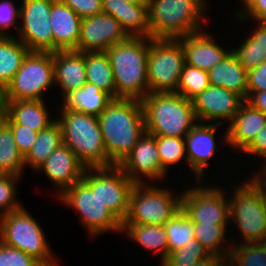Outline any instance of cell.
<instances>
[{"mask_svg": "<svg viewBox=\"0 0 266 266\" xmlns=\"http://www.w3.org/2000/svg\"><path fill=\"white\" fill-rule=\"evenodd\" d=\"M98 121L107 156L113 165H119L145 132L141 101L115 98Z\"/></svg>", "mask_w": 266, "mask_h": 266, "instance_id": "6da1fadb", "label": "cell"}, {"mask_svg": "<svg viewBox=\"0 0 266 266\" xmlns=\"http://www.w3.org/2000/svg\"><path fill=\"white\" fill-rule=\"evenodd\" d=\"M105 52L113 70L116 98L141 101L148 94L149 38L128 36Z\"/></svg>", "mask_w": 266, "mask_h": 266, "instance_id": "7a4b0ae2", "label": "cell"}, {"mask_svg": "<svg viewBox=\"0 0 266 266\" xmlns=\"http://www.w3.org/2000/svg\"><path fill=\"white\" fill-rule=\"evenodd\" d=\"M147 4L153 39H178L200 32L208 24L207 0H147Z\"/></svg>", "mask_w": 266, "mask_h": 266, "instance_id": "3957f363", "label": "cell"}, {"mask_svg": "<svg viewBox=\"0 0 266 266\" xmlns=\"http://www.w3.org/2000/svg\"><path fill=\"white\" fill-rule=\"evenodd\" d=\"M145 132L185 138L198 122L193 102L175 92L149 93L142 100Z\"/></svg>", "mask_w": 266, "mask_h": 266, "instance_id": "277c9868", "label": "cell"}, {"mask_svg": "<svg viewBox=\"0 0 266 266\" xmlns=\"http://www.w3.org/2000/svg\"><path fill=\"white\" fill-rule=\"evenodd\" d=\"M57 111L59 116L55 119L62 130L63 144L76 154L86 168L113 165L106 153L98 116L71 109L59 108Z\"/></svg>", "mask_w": 266, "mask_h": 266, "instance_id": "5b68a950", "label": "cell"}, {"mask_svg": "<svg viewBox=\"0 0 266 266\" xmlns=\"http://www.w3.org/2000/svg\"><path fill=\"white\" fill-rule=\"evenodd\" d=\"M32 214L22 207L0 216V241L19 249L39 263L56 261L45 230Z\"/></svg>", "mask_w": 266, "mask_h": 266, "instance_id": "8992f818", "label": "cell"}, {"mask_svg": "<svg viewBox=\"0 0 266 266\" xmlns=\"http://www.w3.org/2000/svg\"><path fill=\"white\" fill-rule=\"evenodd\" d=\"M234 189L228 196L230 223L239 232L242 242H266V219L264 214V196L249 179ZM234 191V192H233Z\"/></svg>", "mask_w": 266, "mask_h": 266, "instance_id": "52a82bcc", "label": "cell"}, {"mask_svg": "<svg viewBox=\"0 0 266 266\" xmlns=\"http://www.w3.org/2000/svg\"><path fill=\"white\" fill-rule=\"evenodd\" d=\"M155 184H135L123 223L165 225L181 208V193ZM171 189V190H170ZM176 194V195H175Z\"/></svg>", "mask_w": 266, "mask_h": 266, "instance_id": "ba28073f", "label": "cell"}, {"mask_svg": "<svg viewBox=\"0 0 266 266\" xmlns=\"http://www.w3.org/2000/svg\"><path fill=\"white\" fill-rule=\"evenodd\" d=\"M184 65V51L178 39L149 38L148 94L176 92Z\"/></svg>", "mask_w": 266, "mask_h": 266, "instance_id": "9c48e42d", "label": "cell"}, {"mask_svg": "<svg viewBox=\"0 0 266 266\" xmlns=\"http://www.w3.org/2000/svg\"><path fill=\"white\" fill-rule=\"evenodd\" d=\"M58 201L79 213L80 222L92 237L110 231L122 234V222L100 201L82 180L66 189Z\"/></svg>", "mask_w": 266, "mask_h": 266, "instance_id": "30bf717a", "label": "cell"}, {"mask_svg": "<svg viewBox=\"0 0 266 266\" xmlns=\"http://www.w3.org/2000/svg\"><path fill=\"white\" fill-rule=\"evenodd\" d=\"M53 85V52L30 51L6 86L7 100H44Z\"/></svg>", "mask_w": 266, "mask_h": 266, "instance_id": "8fae6325", "label": "cell"}, {"mask_svg": "<svg viewBox=\"0 0 266 266\" xmlns=\"http://www.w3.org/2000/svg\"><path fill=\"white\" fill-rule=\"evenodd\" d=\"M196 183V186L186 187L187 189L181 192V208L187 217L193 223L229 225L228 191L206 181Z\"/></svg>", "mask_w": 266, "mask_h": 266, "instance_id": "7c38bea8", "label": "cell"}, {"mask_svg": "<svg viewBox=\"0 0 266 266\" xmlns=\"http://www.w3.org/2000/svg\"><path fill=\"white\" fill-rule=\"evenodd\" d=\"M82 181L96 191L100 201L123 223L135 185L118 165L86 168Z\"/></svg>", "mask_w": 266, "mask_h": 266, "instance_id": "4fadbf2b", "label": "cell"}, {"mask_svg": "<svg viewBox=\"0 0 266 266\" xmlns=\"http://www.w3.org/2000/svg\"><path fill=\"white\" fill-rule=\"evenodd\" d=\"M18 39L30 51L53 52L50 13L55 0H21Z\"/></svg>", "mask_w": 266, "mask_h": 266, "instance_id": "5bb4252c", "label": "cell"}, {"mask_svg": "<svg viewBox=\"0 0 266 266\" xmlns=\"http://www.w3.org/2000/svg\"><path fill=\"white\" fill-rule=\"evenodd\" d=\"M118 166L134 184H150L151 181L154 184L160 180L164 182L168 174L161 167L156 137L147 132H144L131 152Z\"/></svg>", "mask_w": 266, "mask_h": 266, "instance_id": "9a60e30c", "label": "cell"}, {"mask_svg": "<svg viewBox=\"0 0 266 266\" xmlns=\"http://www.w3.org/2000/svg\"><path fill=\"white\" fill-rule=\"evenodd\" d=\"M244 101L238 94L214 85H209L192 100L198 122L221 125L234 118Z\"/></svg>", "mask_w": 266, "mask_h": 266, "instance_id": "2e32d148", "label": "cell"}, {"mask_svg": "<svg viewBox=\"0 0 266 266\" xmlns=\"http://www.w3.org/2000/svg\"><path fill=\"white\" fill-rule=\"evenodd\" d=\"M128 37L120 23L111 15L100 13L81 21L79 52L106 51Z\"/></svg>", "mask_w": 266, "mask_h": 266, "instance_id": "e0dca14e", "label": "cell"}, {"mask_svg": "<svg viewBox=\"0 0 266 266\" xmlns=\"http://www.w3.org/2000/svg\"><path fill=\"white\" fill-rule=\"evenodd\" d=\"M221 124L197 122L186 135L187 165L195 175L196 182L204 180L209 161L217 152L216 134Z\"/></svg>", "mask_w": 266, "mask_h": 266, "instance_id": "ac0fdd59", "label": "cell"}, {"mask_svg": "<svg viewBox=\"0 0 266 266\" xmlns=\"http://www.w3.org/2000/svg\"><path fill=\"white\" fill-rule=\"evenodd\" d=\"M85 170V165L76 154L65 144H61L36 172L44 171L48 181L58 189L55 196L59 197L70 186L82 180Z\"/></svg>", "mask_w": 266, "mask_h": 266, "instance_id": "d6986e66", "label": "cell"}, {"mask_svg": "<svg viewBox=\"0 0 266 266\" xmlns=\"http://www.w3.org/2000/svg\"><path fill=\"white\" fill-rule=\"evenodd\" d=\"M265 123L266 115L245 100L234 118L227 124L222 142L225 141V144L236 149V152L242 153L264 128Z\"/></svg>", "mask_w": 266, "mask_h": 266, "instance_id": "ffe728a7", "label": "cell"}, {"mask_svg": "<svg viewBox=\"0 0 266 266\" xmlns=\"http://www.w3.org/2000/svg\"><path fill=\"white\" fill-rule=\"evenodd\" d=\"M200 31L178 38L184 51L185 64L209 71L230 52L217 44V38L210 32Z\"/></svg>", "mask_w": 266, "mask_h": 266, "instance_id": "44dd1931", "label": "cell"}, {"mask_svg": "<svg viewBox=\"0 0 266 266\" xmlns=\"http://www.w3.org/2000/svg\"><path fill=\"white\" fill-rule=\"evenodd\" d=\"M82 18L61 0H55L50 13L53 52L76 50L80 38Z\"/></svg>", "mask_w": 266, "mask_h": 266, "instance_id": "7402d4cb", "label": "cell"}, {"mask_svg": "<svg viewBox=\"0 0 266 266\" xmlns=\"http://www.w3.org/2000/svg\"><path fill=\"white\" fill-rule=\"evenodd\" d=\"M54 83L62 91V97L70 91L81 88L86 82L84 52L58 50L53 52Z\"/></svg>", "mask_w": 266, "mask_h": 266, "instance_id": "603a6c76", "label": "cell"}, {"mask_svg": "<svg viewBox=\"0 0 266 266\" xmlns=\"http://www.w3.org/2000/svg\"><path fill=\"white\" fill-rule=\"evenodd\" d=\"M103 13L113 16L128 36L151 38L147 3H127L122 0H102Z\"/></svg>", "mask_w": 266, "mask_h": 266, "instance_id": "cb8c5ba5", "label": "cell"}, {"mask_svg": "<svg viewBox=\"0 0 266 266\" xmlns=\"http://www.w3.org/2000/svg\"><path fill=\"white\" fill-rule=\"evenodd\" d=\"M231 51L224 59L208 71L210 85L224 87L247 100V70Z\"/></svg>", "mask_w": 266, "mask_h": 266, "instance_id": "d4e9b609", "label": "cell"}, {"mask_svg": "<svg viewBox=\"0 0 266 266\" xmlns=\"http://www.w3.org/2000/svg\"><path fill=\"white\" fill-rule=\"evenodd\" d=\"M6 115L23 128L39 132L56 119L50 117L45 100H7Z\"/></svg>", "mask_w": 266, "mask_h": 266, "instance_id": "484cf974", "label": "cell"}, {"mask_svg": "<svg viewBox=\"0 0 266 266\" xmlns=\"http://www.w3.org/2000/svg\"><path fill=\"white\" fill-rule=\"evenodd\" d=\"M61 109L99 116L113 98L98 86L86 82L81 88L68 92L62 97Z\"/></svg>", "mask_w": 266, "mask_h": 266, "instance_id": "4316f807", "label": "cell"}, {"mask_svg": "<svg viewBox=\"0 0 266 266\" xmlns=\"http://www.w3.org/2000/svg\"><path fill=\"white\" fill-rule=\"evenodd\" d=\"M122 233L126 232L130 241L136 242L137 245L145 250L159 251L161 262L168 256V240L164 225L122 223Z\"/></svg>", "mask_w": 266, "mask_h": 266, "instance_id": "83f0119b", "label": "cell"}, {"mask_svg": "<svg viewBox=\"0 0 266 266\" xmlns=\"http://www.w3.org/2000/svg\"><path fill=\"white\" fill-rule=\"evenodd\" d=\"M251 22H256V29L251 30L239 46L231 48L247 71L258 67L266 60V21Z\"/></svg>", "mask_w": 266, "mask_h": 266, "instance_id": "f1b7e54d", "label": "cell"}, {"mask_svg": "<svg viewBox=\"0 0 266 266\" xmlns=\"http://www.w3.org/2000/svg\"><path fill=\"white\" fill-rule=\"evenodd\" d=\"M87 82L116 98V86L110 60L105 51L84 52Z\"/></svg>", "mask_w": 266, "mask_h": 266, "instance_id": "f546056e", "label": "cell"}, {"mask_svg": "<svg viewBox=\"0 0 266 266\" xmlns=\"http://www.w3.org/2000/svg\"><path fill=\"white\" fill-rule=\"evenodd\" d=\"M17 36H0V83L11 82L30 50Z\"/></svg>", "mask_w": 266, "mask_h": 266, "instance_id": "4dcf8cb0", "label": "cell"}, {"mask_svg": "<svg viewBox=\"0 0 266 266\" xmlns=\"http://www.w3.org/2000/svg\"><path fill=\"white\" fill-rule=\"evenodd\" d=\"M61 144H63L62 130L55 120L47 128L38 132L35 143L24 157L25 168L30 167L35 172Z\"/></svg>", "mask_w": 266, "mask_h": 266, "instance_id": "1f68e13d", "label": "cell"}, {"mask_svg": "<svg viewBox=\"0 0 266 266\" xmlns=\"http://www.w3.org/2000/svg\"><path fill=\"white\" fill-rule=\"evenodd\" d=\"M24 169V156L16 145L10 126L4 121L0 125V174L22 177Z\"/></svg>", "mask_w": 266, "mask_h": 266, "instance_id": "d6a6232c", "label": "cell"}, {"mask_svg": "<svg viewBox=\"0 0 266 266\" xmlns=\"http://www.w3.org/2000/svg\"><path fill=\"white\" fill-rule=\"evenodd\" d=\"M227 228L228 225L194 223L193 232L195 239H197L210 254L220 255L227 259L230 249L232 248L231 241L225 237V235H227Z\"/></svg>", "mask_w": 266, "mask_h": 266, "instance_id": "836d02e7", "label": "cell"}, {"mask_svg": "<svg viewBox=\"0 0 266 266\" xmlns=\"http://www.w3.org/2000/svg\"><path fill=\"white\" fill-rule=\"evenodd\" d=\"M231 243L227 266H266V242Z\"/></svg>", "mask_w": 266, "mask_h": 266, "instance_id": "e575fe53", "label": "cell"}, {"mask_svg": "<svg viewBox=\"0 0 266 266\" xmlns=\"http://www.w3.org/2000/svg\"><path fill=\"white\" fill-rule=\"evenodd\" d=\"M168 240V255L179 250L188 241L195 239L194 223L180 208L164 225Z\"/></svg>", "mask_w": 266, "mask_h": 266, "instance_id": "d590c367", "label": "cell"}, {"mask_svg": "<svg viewBox=\"0 0 266 266\" xmlns=\"http://www.w3.org/2000/svg\"><path fill=\"white\" fill-rule=\"evenodd\" d=\"M156 146L161 159V167L169 173V167L184 160L187 164L185 139L174 136H155Z\"/></svg>", "mask_w": 266, "mask_h": 266, "instance_id": "8d00e7d4", "label": "cell"}, {"mask_svg": "<svg viewBox=\"0 0 266 266\" xmlns=\"http://www.w3.org/2000/svg\"><path fill=\"white\" fill-rule=\"evenodd\" d=\"M209 85L210 83L207 71L185 64L175 93L192 101Z\"/></svg>", "mask_w": 266, "mask_h": 266, "instance_id": "74e56055", "label": "cell"}, {"mask_svg": "<svg viewBox=\"0 0 266 266\" xmlns=\"http://www.w3.org/2000/svg\"><path fill=\"white\" fill-rule=\"evenodd\" d=\"M209 255L210 253L197 239H192L179 250L170 253L161 266H194Z\"/></svg>", "mask_w": 266, "mask_h": 266, "instance_id": "f35d334b", "label": "cell"}, {"mask_svg": "<svg viewBox=\"0 0 266 266\" xmlns=\"http://www.w3.org/2000/svg\"><path fill=\"white\" fill-rule=\"evenodd\" d=\"M19 179L21 180V177L16 175L0 174V216L23 207L16 199Z\"/></svg>", "mask_w": 266, "mask_h": 266, "instance_id": "ab89813d", "label": "cell"}, {"mask_svg": "<svg viewBox=\"0 0 266 266\" xmlns=\"http://www.w3.org/2000/svg\"><path fill=\"white\" fill-rule=\"evenodd\" d=\"M14 2L16 1L0 0V36H12L8 30L12 27L18 32L20 22L17 21L20 19V6H16L17 3Z\"/></svg>", "mask_w": 266, "mask_h": 266, "instance_id": "60d3db41", "label": "cell"}, {"mask_svg": "<svg viewBox=\"0 0 266 266\" xmlns=\"http://www.w3.org/2000/svg\"><path fill=\"white\" fill-rule=\"evenodd\" d=\"M40 264L25 252L0 241V266H37Z\"/></svg>", "mask_w": 266, "mask_h": 266, "instance_id": "b9f144b4", "label": "cell"}, {"mask_svg": "<svg viewBox=\"0 0 266 266\" xmlns=\"http://www.w3.org/2000/svg\"><path fill=\"white\" fill-rule=\"evenodd\" d=\"M4 121L10 126L16 145L20 153L25 157L35 143L38 132L23 128V125L15 124L7 115Z\"/></svg>", "mask_w": 266, "mask_h": 266, "instance_id": "7bdbcfd3", "label": "cell"}, {"mask_svg": "<svg viewBox=\"0 0 266 266\" xmlns=\"http://www.w3.org/2000/svg\"><path fill=\"white\" fill-rule=\"evenodd\" d=\"M244 5V11L239 10L235 13L236 19L239 22H246L249 20L266 21V0H240ZM251 19H250V18Z\"/></svg>", "mask_w": 266, "mask_h": 266, "instance_id": "ee69618b", "label": "cell"}, {"mask_svg": "<svg viewBox=\"0 0 266 266\" xmlns=\"http://www.w3.org/2000/svg\"><path fill=\"white\" fill-rule=\"evenodd\" d=\"M81 18L103 13L102 0H61Z\"/></svg>", "mask_w": 266, "mask_h": 266, "instance_id": "f6af8a7d", "label": "cell"}, {"mask_svg": "<svg viewBox=\"0 0 266 266\" xmlns=\"http://www.w3.org/2000/svg\"><path fill=\"white\" fill-rule=\"evenodd\" d=\"M266 90V60L247 71V99L254 93Z\"/></svg>", "mask_w": 266, "mask_h": 266, "instance_id": "bcb514c9", "label": "cell"}, {"mask_svg": "<svg viewBox=\"0 0 266 266\" xmlns=\"http://www.w3.org/2000/svg\"><path fill=\"white\" fill-rule=\"evenodd\" d=\"M249 155V157L262 158L263 162L266 161V123L264 128L258 133L253 142L242 152Z\"/></svg>", "mask_w": 266, "mask_h": 266, "instance_id": "7dc6e473", "label": "cell"}, {"mask_svg": "<svg viewBox=\"0 0 266 266\" xmlns=\"http://www.w3.org/2000/svg\"><path fill=\"white\" fill-rule=\"evenodd\" d=\"M262 168L260 167L259 170L251 172V178L250 180L253 182V184L261 191L264 198H266V161H264ZM262 172V173H261Z\"/></svg>", "mask_w": 266, "mask_h": 266, "instance_id": "c3c4849f", "label": "cell"}, {"mask_svg": "<svg viewBox=\"0 0 266 266\" xmlns=\"http://www.w3.org/2000/svg\"><path fill=\"white\" fill-rule=\"evenodd\" d=\"M246 101L266 115V90L254 92Z\"/></svg>", "mask_w": 266, "mask_h": 266, "instance_id": "681fc988", "label": "cell"}, {"mask_svg": "<svg viewBox=\"0 0 266 266\" xmlns=\"http://www.w3.org/2000/svg\"><path fill=\"white\" fill-rule=\"evenodd\" d=\"M194 266H227V259L220 255L210 254L205 259L197 262Z\"/></svg>", "mask_w": 266, "mask_h": 266, "instance_id": "f907efd6", "label": "cell"}, {"mask_svg": "<svg viewBox=\"0 0 266 266\" xmlns=\"http://www.w3.org/2000/svg\"><path fill=\"white\" fill-rule=\"evenodd\" d=\"M0 106H7L6 87L0 83Z\"/></svg>", "mask_w": 266, "mask_h": 266, "instance_id": "816d5d0a", "label": "cell"}, {"mask_svg": "<svg viewBox=\"0 0 266 266\" xmlns=\"http://www.w3.org/2000/svg\"><path fill=\"white\" fill-rule=\"evenodd\" d=\"M6 107L7 106H0V125L4 122L6 116Z\"/></svg>", "mask_w": 266, "mask_h": 266, "instance_id": "f5cc1de1", "label": "cell"}, {"mask_svg": "<svg viewBox=\"0 0 266 266\" xmlns=\"http://www.w3.org/2000/svg\"><path fill=\"white\" fill-rule=\"evenodd\" d=\"M37 266H59V265L57 264V261H51L48 263H40Z\"/></svg>", "mask_w": 266, "mask_h": 266, "instance_id": "db71d44e", "label": "cell"}, {"mask_svg": "<svg viewBox=\"0 0 266 266\" xmlns=\"http://www.w3.org/2000/svg\"><path fill=\"white\" fill-rule=\"evenodd\" d=\"M122 1H126L127 3H147V0H122Z\"/></svg>", "mask_w": 266, "mask_h": 266, "instance_id": "11a10c76", "label": "cell"}, {"mask_svg": "<svg viewBox=\"0 0 266 266\" xmlns=\"http://www.w3.org/2000/svg\"><path fill=\"white\" fill-rule=\"evenodd\" d=\"M264 214H265V219H266V198H264Z\"/></svg>", "mask_w": 266, "mask_h": 266, "instance_id": "9f6ffc18", "label": "cell"}]
</instances>
